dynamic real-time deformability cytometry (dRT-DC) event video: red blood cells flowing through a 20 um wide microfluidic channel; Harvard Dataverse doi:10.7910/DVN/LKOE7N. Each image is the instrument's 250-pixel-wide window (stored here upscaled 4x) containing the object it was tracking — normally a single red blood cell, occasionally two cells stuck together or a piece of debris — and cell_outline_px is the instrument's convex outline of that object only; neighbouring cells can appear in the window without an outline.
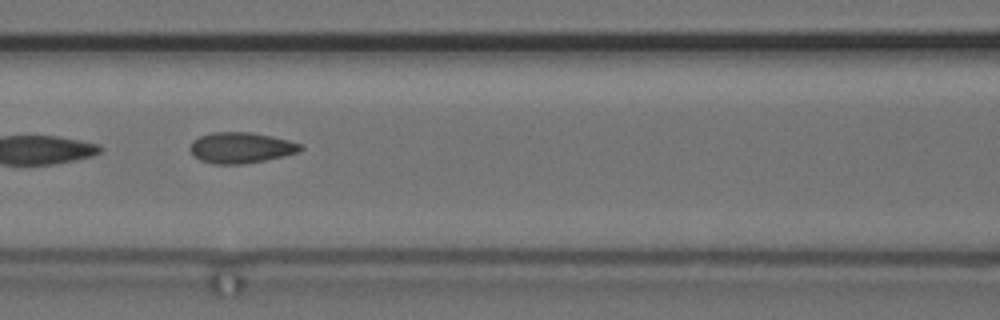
{"species": "common noctule bat (a hibernating species)", "species_latin": "Nyctalus noctula", "temperature_condition": "cold", "stored_images_in_passage": 5, "camera_frame_rate_fps": 3000, "um_per_image_px": 0.085, "animal": {"sex": "female", "body_mass_g": 24.6, "forearm_length_mm": 56.2}, "frame": {"image": 1, "passage_image": 4, "time_ms": 4.0, "image_size_px": [1000, 320], "cell_outline_px": [[304, 148], [300, 152], [284, 156], [244, 164], [212, 164], [200, 160], [188, 148], [192, 140], [200, 136], [212, 132], [252, 132], [272, 136], [304, 144]], "centroid_in_image_um": [20.51, 12.55], "position_along_channel_um": 146.1, "area_um2": 20.06}}